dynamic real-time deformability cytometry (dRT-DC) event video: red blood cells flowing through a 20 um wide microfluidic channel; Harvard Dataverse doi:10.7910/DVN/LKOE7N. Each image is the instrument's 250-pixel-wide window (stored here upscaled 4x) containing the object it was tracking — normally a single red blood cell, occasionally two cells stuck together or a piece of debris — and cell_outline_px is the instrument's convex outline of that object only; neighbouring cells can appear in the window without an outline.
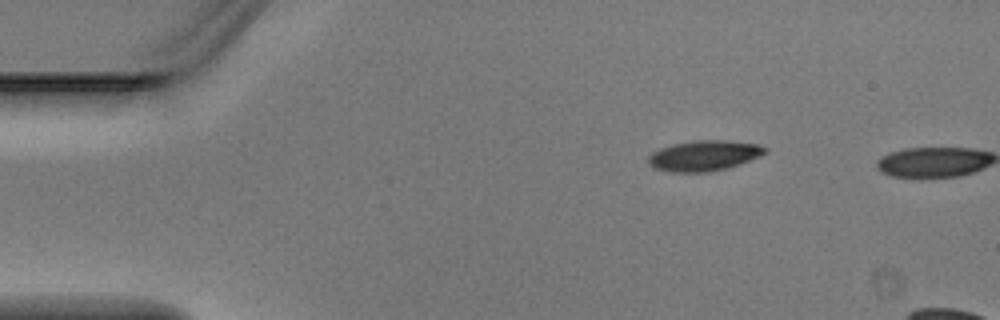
{"species": "Egyptian fruit bat (a non-hibernating species)", "species_latin": "Rousettus aegyptiacus", "temperature_condition": "warm", "stored_images_in_passage": 2, "camera_frame_rate_fps": 3000, "um_per_image_px": 0.085, "animal": {"sex": "male"}, "frame": {"image": 1, "passage_image": 1, "time_ms": 0.0, "image_size_px": [1000, 320], "cell_outline_px": [[768, 152], [760, 156], [740, 164], [728, 168], [708, 172], [672, 172], [656, 168], [648, 164], [648, 156], [652, 152], [660, 148], [676, 144], [696, 140], [728, 140], [756, 144], [768, 148]], "centroid_in_image_um": [59.87, 13.23], "position_along_channel_um": 25.1, "area_um2": 20.69}}